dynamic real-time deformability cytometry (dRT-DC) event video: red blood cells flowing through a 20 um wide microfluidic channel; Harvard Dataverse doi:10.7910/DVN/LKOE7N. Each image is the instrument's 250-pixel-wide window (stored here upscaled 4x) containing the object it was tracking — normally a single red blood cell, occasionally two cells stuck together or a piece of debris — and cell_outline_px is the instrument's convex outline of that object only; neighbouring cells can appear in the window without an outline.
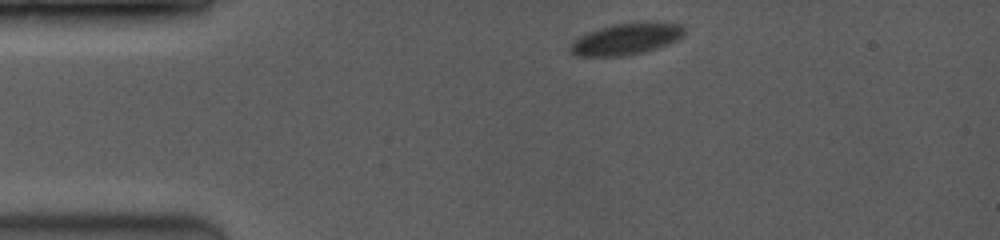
{"species": "common noctule bat (a hibernating species)", "species_latin": "Nyctalus noctula", "temperature_condition": "room temperature", "stored_images_in_passage": 6, "camera_frame_rate_fps": 3500, "um_per_image_px": 0.085, "animal": {"sex": "female", "body_mass_g": 19.0, "forearm_length_mm": 53.3}, "frame": {"image": 1, "passage_image": 1, "time_ms": 0.0, "image_size_px": [1000, 240], "cell_outline_px": [[684, 36], [668, 44], [644, 52], [628, 56], [576, 56], [568, 48], [572, 40], [588, 32], [616, 24], [680, 24], [684, 28]], "centroid_in_image_um": [53.16, 3.36], "position_along_channel_um": 31.8, "area_um2": 20.29}}